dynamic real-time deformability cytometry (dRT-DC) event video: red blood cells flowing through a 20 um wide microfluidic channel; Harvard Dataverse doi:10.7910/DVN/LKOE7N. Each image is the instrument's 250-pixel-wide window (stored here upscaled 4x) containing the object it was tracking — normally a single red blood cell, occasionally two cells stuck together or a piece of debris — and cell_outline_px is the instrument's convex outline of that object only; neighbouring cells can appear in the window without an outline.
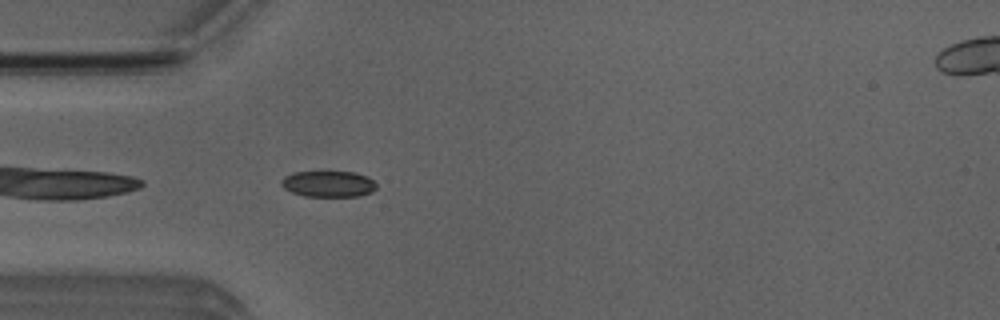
{"species": "Egyptian fruit bat (a non-hibernating species)", "species_latin": "Rousettus aegyptiacus", "temperature_condition": "room temperature", "stored_images_in_passage": 37, "camera_frame_rate_fps": 3000, "um_per_image_px": 0.085, "animal": {"sex": "male"}, "frame": {"image": 1, "passage_image": 1, "time_ms": 0.0, "image_size_px": [1000, 320], "cell_outline_px": [[376, 188], [372, 192], [360, 196], [304, 196], [292, 192], [284, 188], [280, 184], [280, 180], [284, 176], [292, 172], [356, 172], [368, 176], [376, 184]], "centroid_in_image_um": [27.9, 15.63], "position_along_channel_um": 57.1, "area_um2": 14.57}}
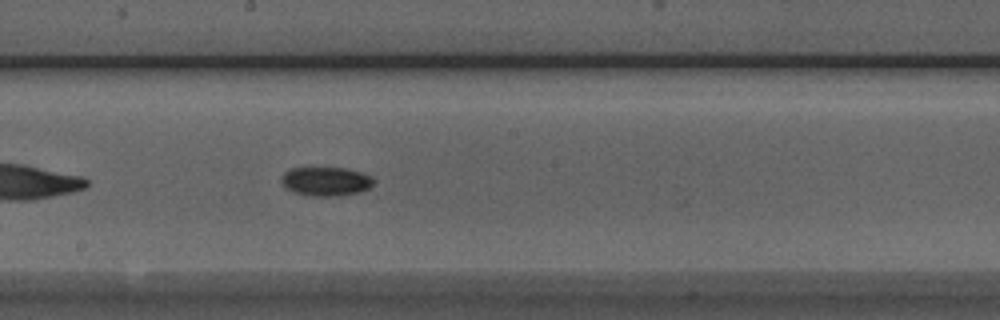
{"frame": {"image": 2, "passage_image": 14, "time_ms": 4.333, "image_size_px": [1000, 320], "cell_outline_px": [[372, 184], [368, 188], [360, 192], [340, 196], [308, 196], [296, 192], [288, 188], [280, 180], [284, 172], [292, 168], [344, 168], [360, 172], [372, 176]], "centroid_in_image_um": [27.7, 15.42], "position_along_channel_um": 220.5, "area_um2": 15.37}}
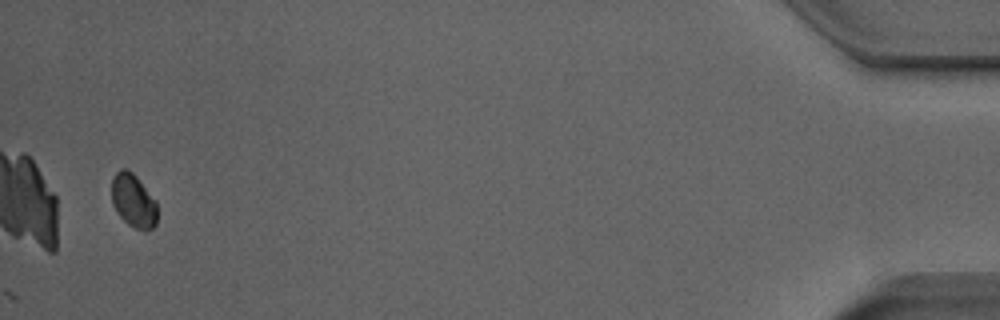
{"frame": {"image": 3, "passage_image": 37, "time_ms": 12.0, "image_size_px": [1000, 320], "cell_outline_px": [[156, 224], [152, 228], [136, 228], [128, 224], [120, 216], [112, 204], [112, 176], [120, 168], [124, 168], [132, 172], [136, 176], [156, 200]], "centroid_in_image_um": [11.32, 17.01], "position_along_channel_um": 423.9, "area_um2": 13.99}, "authors_computed_cell_mechanics": {"area_um2": 14.9702, "velocity_mm_per_s": 3.8321, "shape_relaxation_time_tau1_ms": 1.5072, "shape_relaxation_time_tau2_ms": null, "deformation_change_tau1": 0.0514, "deformation_change_tau2": null}}